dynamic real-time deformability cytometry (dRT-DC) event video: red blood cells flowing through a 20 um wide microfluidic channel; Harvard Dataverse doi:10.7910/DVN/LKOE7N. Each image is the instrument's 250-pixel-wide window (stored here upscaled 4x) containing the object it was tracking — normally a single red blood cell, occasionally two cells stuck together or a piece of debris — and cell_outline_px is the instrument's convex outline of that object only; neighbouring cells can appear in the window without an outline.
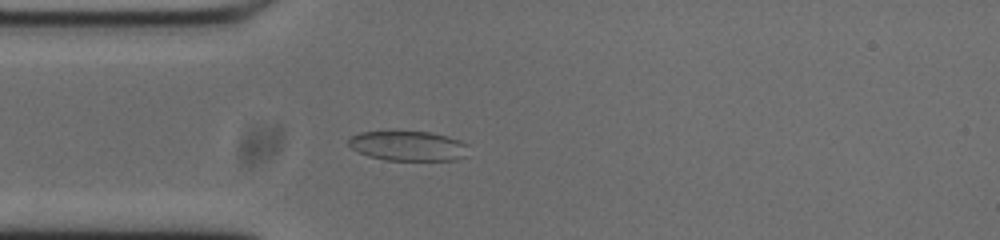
{"species": "common noctule bat (a hibernating species)", "species_latin": "Nyctalus noctula", "temperature_condition": "cold", "stored_images_in_passage": 46, "segment_of_instrument_passage": [1, 2], "camera_frame_rate_fps": 3000, "um_per_image_px": 0.085, "animal": {"sex": "male", "body_mass_g": 20.0, "forearm_length_mm": 53.3}, "frame": {"image": 1, "passage_image": 8, "time_ms": 2.333, "image_size_px": [1000, 240], "cell_outline_px": [[468, 144], [464, 156], [456, 160], [384, 160], [368, 156], [356, 152], [348, 144], [348, 140], [352, 136], [360, 132], [432, 132], [448, 136], [460, 140]], "centroid_in_image_um": [34.68, 12.41], "position_along_channel_um": 50.3, "area_um2": 20.81}}
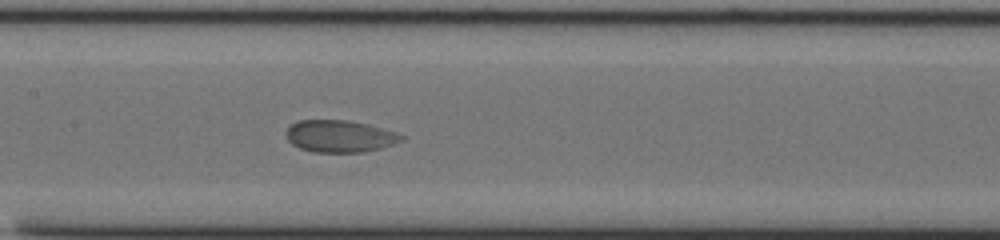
{"frame": {"image": 2, "passage_image": 19, "time_ms": 6.0, "image_size_px": [1000, 240], "cell_outline_px": [[404, 140], [380, 148], [364, 152], [312, 152], [300, 148], [292, 144], [288, 140], [284, 132], [292, 124], [300, 120], [344, 120], [364, 124], [396, 132], [404, 136]], "centroid_in_image_um": [28.85, 11.59], "position_along_channel_um": 178.6, "area_um2": 21.33}}
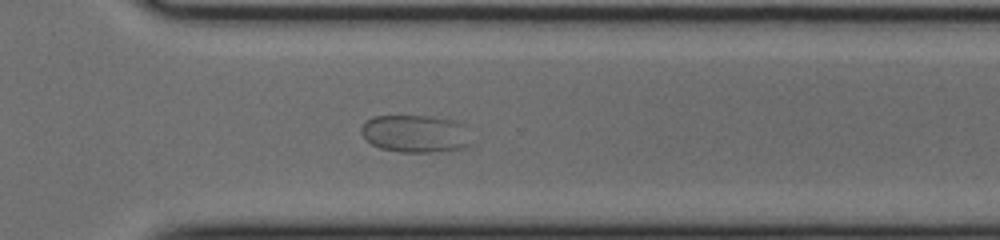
{"frame": {"image": 3, "passage_image": 32, "time_ms": 10.333, "image_size_px": [1000, 240], "cell_outline_px": [[472, 144], [464, 148], [440, 152], [400, 152], [380, 148], [364, 140], [360, 132], [360, 128], [372, 116], [432, 116], [456, 120], [464, 124]], "centroid_in_image_um": [35.32, 11.37], "position_along_channel_um": 335.3, "area_um2": 24.51}}